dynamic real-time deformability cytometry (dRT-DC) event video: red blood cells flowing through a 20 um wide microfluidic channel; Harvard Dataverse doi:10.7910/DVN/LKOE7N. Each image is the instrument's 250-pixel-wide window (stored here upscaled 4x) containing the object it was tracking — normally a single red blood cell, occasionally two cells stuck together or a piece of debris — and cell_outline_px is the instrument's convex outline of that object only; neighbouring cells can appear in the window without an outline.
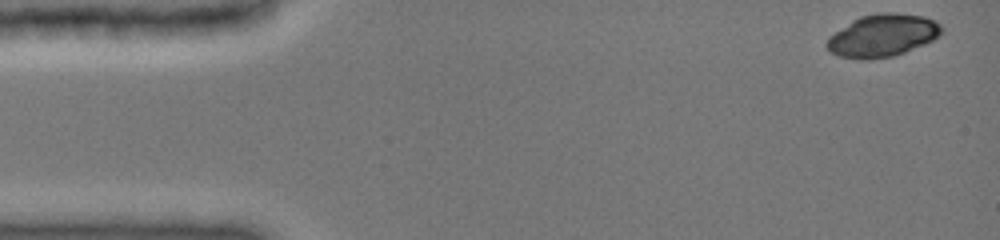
{"species": "common noctule bat (a hibernating species)", "species_latin": "Nyctalus noctula", "temperature_condition": "cold", "stored_images_in_passage": 17, "camera_frame_rate_fps": 3000, "um_per_image_px": 0.085, "animal": {"sex": "female", "body_mass_g": 19.0, "forearm_length_mm": 51.5}, "frame": {"image": 1, "passage_image": 1, "time_ms": 0.0, "image_size_px": [1000, 240], "cell_outline_px": [[944, 32], [940, 36], [924, 44], [904, 52], [892, 56], [868, 60], [860, 60], [840, 56], [828, 52], [824, 44], [828, 36], [852, 20], [860, 16], [880, 12], [896, 12], [924, 16], [940, 24], [944, 28]], "centroid_in_image_um": [74.99, 3.02], "position_along_channel_um": 10.0, "area_um2": 28.84}}